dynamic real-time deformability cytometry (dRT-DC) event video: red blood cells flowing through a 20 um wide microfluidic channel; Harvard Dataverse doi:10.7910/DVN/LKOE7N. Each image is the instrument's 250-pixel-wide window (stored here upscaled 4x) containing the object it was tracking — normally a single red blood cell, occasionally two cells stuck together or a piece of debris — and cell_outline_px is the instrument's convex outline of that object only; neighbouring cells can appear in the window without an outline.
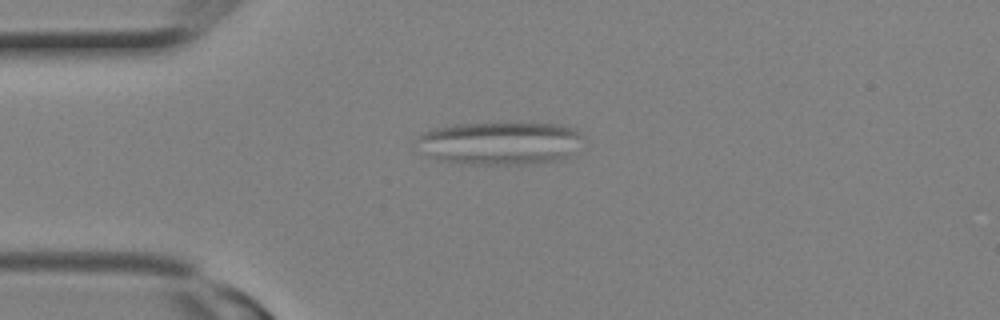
{"species": "Egyptian fruit bat (a non-hibernating species)", "species_latin": "Rousettus aegyptiacus", "temperature_condition": "room temperature", "stored_images_in_passage": 4, "camera_frame_rate_fps": 3000, "um_per_image_px": 0.085, "animal": {"sex": "female"}, "frame": {"image": 1, "passage_image": 1, "time_ms": 0.0, "image_size_px": [1000, 320], "cell_outline_px": [[580, 136], [568, 156], [560, 160], [528, 164], [460, 164], [440, 160], [428, 156], [416, 140], [424, 132], [436, 128], [456, 124], [556, 124], [572, 128], [580, 132]], "centroid_in_image_um": [42.44, 12.19], "position_along_channel_um": 42.6, "area_um2": 40.75}}
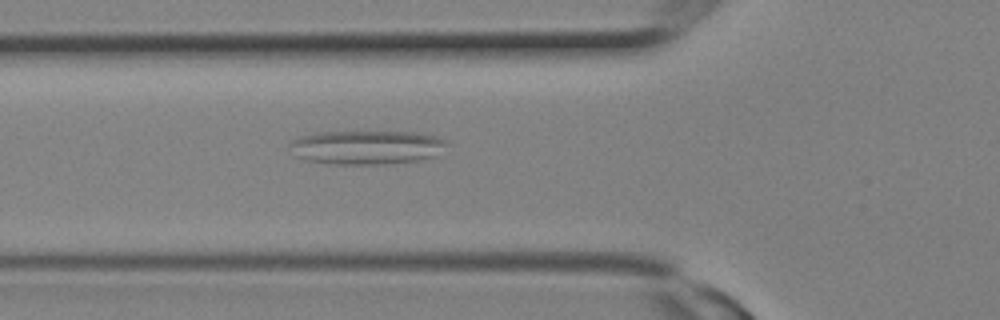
{"frame": {"image": 2, "passage_image": 4, "time_ms": 1.0, "image_size_px": [1000, 320], "cell_outline_px": [[448, 144], [436, 156], [416, 160], [380, 164], [328, 164], [304, 160], [292, 156], [288, 144], [292, 140], [300, 136], [316, 132], [424, 132], [448, 140]], "centroid_in_image_um": [31.12, 12.51], "position_along_channel_um": 94.7, "area_um2": 31.56}}